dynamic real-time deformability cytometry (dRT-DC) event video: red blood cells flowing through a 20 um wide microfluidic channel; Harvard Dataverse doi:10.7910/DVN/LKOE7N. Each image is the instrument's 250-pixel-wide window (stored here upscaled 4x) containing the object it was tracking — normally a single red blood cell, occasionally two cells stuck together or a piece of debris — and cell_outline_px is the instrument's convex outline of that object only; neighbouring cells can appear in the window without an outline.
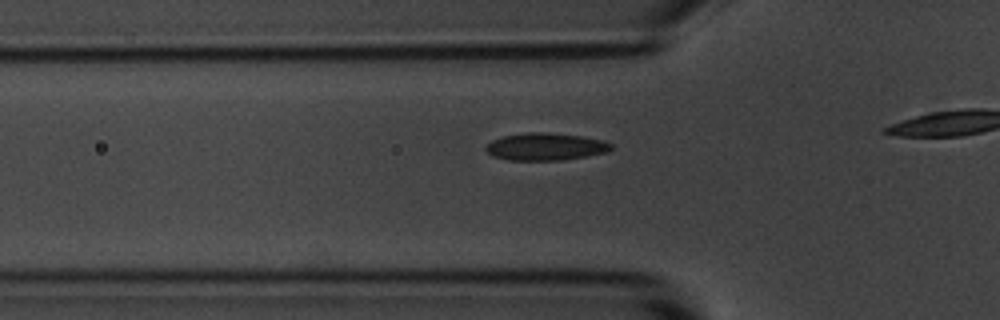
{"species": "common noctule bat (a hibernating species)", "species_latin": "Nyctalus noctula", "temperature_condition": "room temperature", "stored_images_in_passage": 15, "camera_frame_rate_fps": 3000, "um_per_image_px": 0.085, "animal": {"sex": "male", "body_mass_g": 20.1, "forearm_length_mm": 53.5}, "frame": {"image": 1, "passage_image": 9, "time_ms": 2.667, "image_size_px": [1000, 320], "cell_outline_px": [[612, 148], [608, 152], [560, 160], [508, 160], [492, 156], [484, 148], [492, 140], [504, 136], [528, 132], [548, 132], [580, 136], [600, 140], [612, 144]], "centroid_in_image_um": [46.34, 12.47], "position_along_channel_um": 79.5, "area_um2": 19.77}}
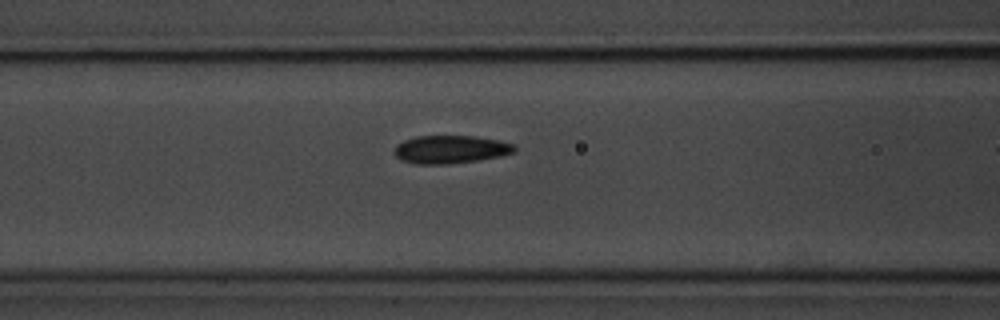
{"frame": {"image": 2, "passage_image": 13, "time_ms": 4.0, "image_size_px": [1000, 320], "cell_outline_px": [[516, 152], [500, 156], [476, 160], [444, 164], [416, 164], [400, 160], [392, 152], [396, 144], [404, 140], [416, 136], [472, 136], [496, 140], [516, 144]], "centroid_in_image_um": [38.26, 12.7], "position_along_channel_um": 128.3, "area_um2": 19.65}}